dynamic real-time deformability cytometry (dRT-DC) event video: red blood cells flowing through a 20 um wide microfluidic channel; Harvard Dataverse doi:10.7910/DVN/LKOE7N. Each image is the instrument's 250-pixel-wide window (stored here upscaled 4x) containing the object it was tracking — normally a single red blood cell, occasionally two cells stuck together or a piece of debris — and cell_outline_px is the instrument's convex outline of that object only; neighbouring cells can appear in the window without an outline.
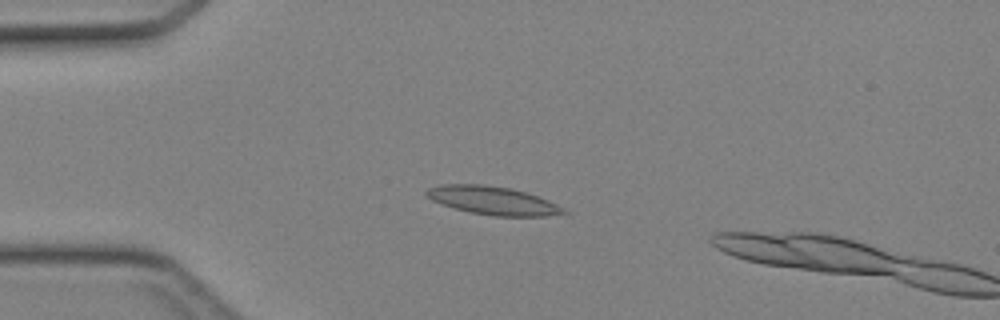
{"species": "Egyptian fruit bat (a non-hibernating species)", "species_latin": "Rousettus aegyptiacus", "temperature_condition": "cold", "stored_images_in_passage": 14, "camera_frame_rate_fps": 3000, "um_per_image_px": 0.085, "animal": {"sex": "female"}, "frame": {"image": 1, "passage_image": 12, "time_ms": 3.667, "image_size_px": [1000, 320], "cell_outline_px": [[568, 212], [544, 216], [496, 216], [472, 212], [456, 208], [432, 200], [424, 192], [428, 188], [440, 184], [484, 184], [508, 188], [528, 192], [548, 200]], "centroid_in_image_um": [41.87, 17.03], "position_along_channel_um": 43.1, "area_um2": 22.2}}